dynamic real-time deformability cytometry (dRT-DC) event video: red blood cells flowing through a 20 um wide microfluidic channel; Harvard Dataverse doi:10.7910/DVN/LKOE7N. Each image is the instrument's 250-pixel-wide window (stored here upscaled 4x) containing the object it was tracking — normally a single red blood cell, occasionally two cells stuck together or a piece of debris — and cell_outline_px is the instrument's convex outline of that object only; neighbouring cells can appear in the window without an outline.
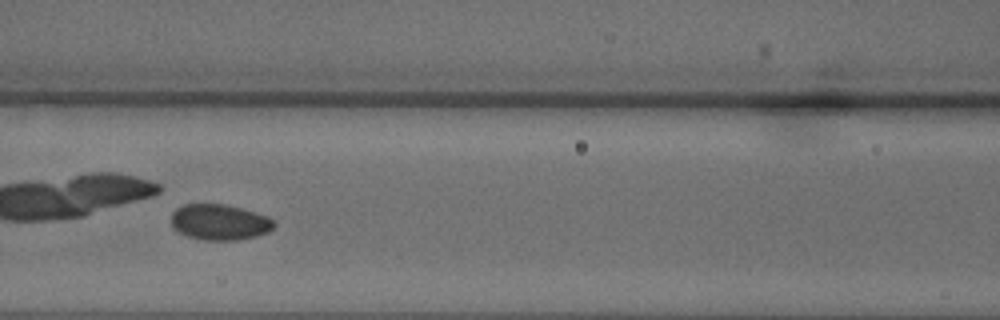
{"species": "common noctule bat (a hibernating species)", "species_latin": "Nyctalus noctula", "temperature_condition": "warm", "stored_images_in_passage": 8, "camera_frame_rate_fps": 3000, "um_per_image_px": 0.085, "animal": {"sex": "male", "body_mass_g": 18.8}, "frame": {"image": 1, "passage_image": 6, "time_ms": 1.667, "image_size_px": [1000, 320], "cell_outline_px": [[276, 224], [268, 232], [256, 236], [236, 240], [204, 240], [188, 236], [172, 228], [172, 212], [176, 208], [184, 204], [224, 204], [240, 208], [268, 216]], "centroid_in_image_um": [18.65, 18.88], "position_along_channel_um": 147.9, "area_um2": 21.33}}